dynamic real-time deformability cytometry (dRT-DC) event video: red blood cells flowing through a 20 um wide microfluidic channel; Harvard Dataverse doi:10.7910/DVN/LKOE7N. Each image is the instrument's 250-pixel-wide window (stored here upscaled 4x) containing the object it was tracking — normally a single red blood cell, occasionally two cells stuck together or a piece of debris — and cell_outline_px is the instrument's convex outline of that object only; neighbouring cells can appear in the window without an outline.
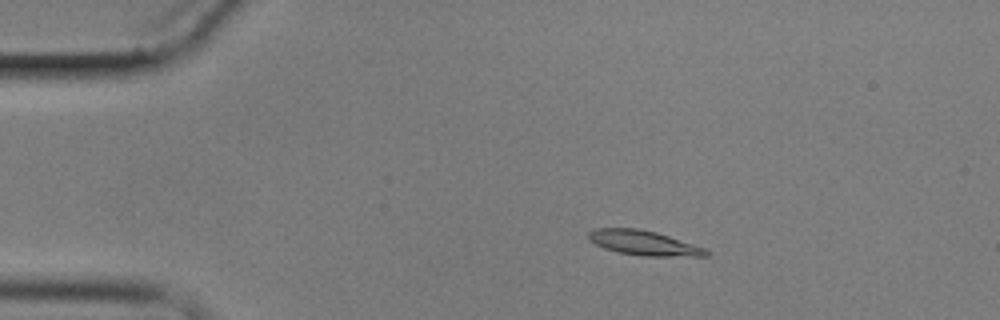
{"species": "common noctule bat (a hibernating species)", "species_latin": "Nyctalus noctula", "temperature_condition": "cold", "stored_images_in_passage": 6, "camera_frame_rate_fps": 3000, "um_per_image_px": 0.085, "animal": {"sex": "male", "body_mass_g": 17.9}, "frame": {"image": 1, "passage_image": 3, "time_ms": 2.333, "image_size_px": [1000, 320], "cell_outline_px": [[712, 252], [708, 256], [644, 256], [620, 252], [604, 248], [588, 240], [588, 232], [596, 228], [636, 228], [656, 232], [704, 248]], "centroid_in_image_um": [54.71, 20.65], "position_along_channel_um": 30.3, "area_um2": 16.76}}
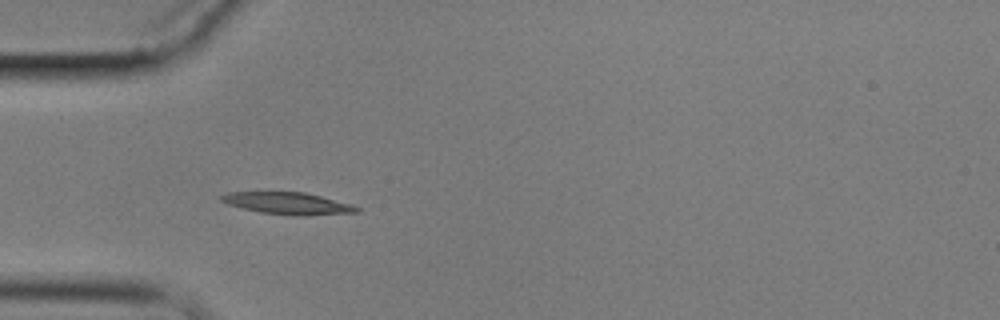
{"frame": {"image": 2, "passage_image": 5, "time_ms": 4.667, "image_size_px": [1000, 320], "cell_outline_px": [[360, 212], [300, 216], [296, 216], [260, 212], [228, 204], [220, 200], [220, 196], [228, 192], [304, 192], [352, 204], [360, 208]], "centroid_in_image_um": [24.49, 17.29], "position_along_channel_um": 60.5, "area_um2": 17.22}}
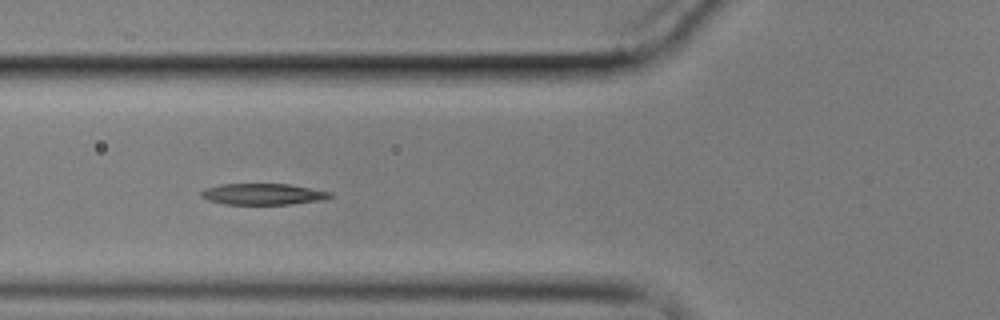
{"frame": {"image": 3, "passage_image": 6, "time_ms": 6.0, "image_size_px": [1000, 320], "cell_outline_px": [[332, 196], [320, 200], [292, 204], [224, 204], [208, 200], [200, 196], [200, 192], [208, 188], [220, 184], [288, 184], [332, 192]], "centroid_in_image_um": [22.34, 16.5], "position_along_channel_um": 103.5, "area_um2": 15.78}}